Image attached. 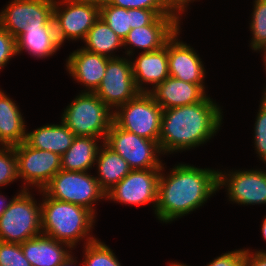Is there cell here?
<instances>
[{
	"label": "cell",
	"mask_w": 266,
	"mask_h": 266,
	"mask_svg": "<svg viewBox=\"0 0 266 266\" xmlns=\"http://www.w3.org/2000/svg\"><path fill=\"white\" fill-rule=\"evenodd\" d=\"M164 164L158 181L156 219L171 223L202 207L218 190V169L198 168L179 163L164 174Z\"/></svg>",
	"instance_id": "6da1fadb"
},
{
	"label": "cell",
	"mask_w": 266,
	"mask_h": 266,
	"mask_svg": "<svg viewBox=\"0 0 266 266\" xmlns=\"http://www.w3.org/2000/svg\"><path fill=\"white\" fill-rule=\"evenodd\" d=\"M222 113L209 96L198 103L163 109L158 139L163 155L206 144L220 129Z\"/></svg>",
	"instance_id": "7a4b0ae2"
},
{
	"label": "cell",
	"mask_w": 266,
	"mask_h": 266,
	"mask_svg": "<svg viewBox=\"0 0 266 266\" xmlns=\"http://www.w3.org/2000/svg\"><path fill=\"white\" fill-rule=\"evenodd\" d=\"M41 229L42 234L68 244L75 249L80 240L84 245L97 238L90 233L94 229L96 216L87 208L48 197L42 190Z\"/></svg>",
	"instance_id": "3957f363"
},
{
	"label": "cell",
	"mask_w": 266,
	"mask_h": 266,
	"mask_svg": "<svg viewBox=\"0 0 266 266\" xmlns=\"http://www.w3.org/2000/svg\"><path fill=\"white\" fill-rule=\"evenodd\" d=\"M61 121L75 136L101 138L104 142L113 123V111L94 92H81L64 109Z\"/></svg>",
	"instance_id": "277c9868"
},
{
	"label": "cell",
	"mask_w": 266,
	"mask_h": 266,
	"mask_svg": "<svg viewBox=\"0 0 266 266\" xmlns=\"http://www.w3.org/2000/svg\"><path fill=\"white\" fill-rule=\"evenodd\" d=\"M0 216V241L22 244L42 234L41 203L29 190H20Z\"/></svg>",
	"instance_id": "5b68a950"
},
{
	"label": "cell",
	"mask_w": 266,
	"mask_h": 266,
	"mask_svg": "<svg viewBox=\"0 0 266 266\" xmlns=\"http://www.w3.org/2000/svg\"><path fill=\"white\" fill-rule=\"evenodd\" d=\"M81 171L59 170L42 191L50 198L80 205L96 216L94 205L105 200L106 193L100 188L94 175Z\"/></svg>",
	"instance_id": "8992f818"
},
{
	"label": "cell",
	"mask_w": 266,
	"mask_h": 266,
	"mask_svg": "<svg viewBox=\"0 0 266 266\" xmlns=\"http://www.w3.org/2000/svg\"><path fill=\"white\" fill-rule=\"evenodd\" d=\"M162 113V107L149 92H139L113 111V122L128 132L158 142Z\"/></svg>",
	"instance_id": "52a82bcc"
},
{
	"label": "cell",
	"mask_w": 266,
	"mask_h": 266,
	"mask_svg": "<svg viewBox=\"0 0 266 266\" xmlns=\"http://www.w3.org/2000/svg\"><path fill=\"white\" fill-rule=\"evenodd\" d=\"M100 18V0H55L53 20L59 44L85 40Z\"/></svg>",
	"instance_id": "ba28073f"
},
{
	"label": "cell",
	"mask_w": 266,
	"mask_h": 266,
	"mask_svg": "<svg viewBox=\"0 0 266 266\" xmlns=\"http://www.w3.org/2000/svg\"><path fill=\"white\" fill-rule=\"evenodd\" d=\"M104 142L123 157L132 170L162 168L163 166L162 160L159 159L163 153L158 142L119 128L114 122Z\"/></svg>",
	"instance_id": "9c48e42d"
},
{
	"label": "cell",
	"mask_w": 266,
	"mask_h": 266,
	"mask_svg": "<svg viewBox=\"0 0 266 266\" xmlns=\"http://www.w3.org/2000/svg\"><path fill=\"white\" fill-rule=\"evenodd\" d=\"M14 148L18 178L24 182L22 190H29L34 186L42 190L61 170V156L57 153L30 147L25 142L15 145Z\"/></svg>",
	"instance_id": "30bf717a"
},
{
	"label": "cell",
	"mask_w": 266,
	"mask_h": 266,
	"mask_svg": "<svg viewBox=\"0 0 266 266\" xmlns=\"http://www.w3.org/2000/svg\"><path fill=\"white\" fill-rule=\"evenodd\" d=\"M130 58L128 56L110 58L104 77L94 91L112 111L139 93L134 83Z\"/></svg>",
	"instance_id": "8fae6325"
},
{
	"label": "cell",
	"mask_w": 266,
	"mask_h": 266,
	"mask_svg": "<svg viewBox=\"0 0 266 266\" xmlns=\"http://www.w3.org/2000/svg\"><path fill=\"white\" fill-rule=\"evenodd\" d=\"M161 168L131 170L120 182L106 192V199L120 204H157Z\"/></svg>",
	"instance_id": "7c38bea8"
},
{
	"label": "cell",
	"mask_w": 266,
	"mask_h": 266,
	"mask_svg": "<svg viewBox=\"0 0 266 266\" xmlns=\"http://www.w3.org/2000/svg\"><path fill=\"white\" fill-rule=\"evenodd\" d=\"M223 187L232 203L266 204V170H218V190Z\"/></svg>",
	"instance_id": "4fadbf2b"
},
{
	"label": "cell",
	"mask_w": 266,
	"mask_h": 266,
	"mask_svg": "<svg viewBox=\"0 0 266 266\" xmlns=\"http://www.w3.org/2000/svg\"><path fill=\"white\" fill-rule=\"evenodd\" d=\"M0 12V25L16 38L28 24H52L55 0H11Z\"/></svg>",
	"instance_id": "5bb4252c"
},
{
	"label": "cell",
	"mask_w": 266,
	"mask_h": 266,
	"mask_svg": "<svg viewBox=\"0 0 266 266\" xmlns=\"http://www.w3.org/2000/svg\"><path fill=\"white\" fill-rule=\"evenodd\" d=\"M180 21L176 15H159L150 25L131 29L123 41L125 55L133 57L137 48L142 49V52L161 49L181 28Z\"/></svg>",
	"instance_id": "9a60e30c"
},
{
	"label": "cell",
	"mask_w": 266,
	"mask_h": 266,
	"mask_svg": "<svg viewBox=\"0 0 266 266\" xmlns=\"http://www.w3.org/2000/svg\"><path fill=\"white\" fill-rule=\"evenodd\" d=\"M181 29L168 40L169 76L192 84H204L206 70L196 50L178 38Z\"/></svg>",
	"instance_id": "2e32d148"
},
{
	"label": "cell",
	"mask_w": 266,
	"mask_h": 266,
	"mask_svg": "<svg viewBox=\"0 0 266 266\" xmlns=\"http://www.w3.org/2000/svg\"><path fill=\"white\" fill-rule=\"evenodd\" d=\"M109 59L80 47L71 52L65 65L70 76L83 87L85 86V90L81 92H94L104 77Z\"/></svg>",
	"instance_id": "e0dca14e"
},
{
	"label": "cell",
	"mask_w": 266,
	"mask_h": 266,
	"mask_svg": "<svg viewBox=\"0 0 266 266\" xmlns=\"http://www.w3.org/2000/svg\"><path fill=\"white\" fill-rule=\"evenodd\" d=\"M131 63L137 90L144 93L150 92L169 77L168 41L157 51L140 52L134 60L131 58ZM149 84L152 85L149 87L151 89L148 88Z\"/></svg>",
	"instance_id": "ac0fdd59"
},
{
	"label": "cell",
	"mask_w": 266,
	"mask_h": 266,
	"mask_svg": "<svg viewBox=\"0 0 266 266\" xmlns=\"http://www.w3.org/2000/svg\"><path fill=\"white\" fill-rule=\"evenodd\" d=\"M205 89V84H192L169 76L149 93L162 109H170L202 101L208 95Z\"/></svg>",
	"instance_id": "d6986e66"
},
{
	"label": "cell",
	"mask_w": 266,
	"mask_h": 266,
	"mask_svg": "<svg viewBox=\"0 0 266 266\" xmlns=\"http://www.w3.org/2000/svg\"><path fill=\"white\" fill-rule=\"evenodd\" d=\"M15 39L17 55L25 50L32 57L47 58L61 48L54 22L52 24H28Z\"/></svg>",
	"instance_id": "ffe728a7"
},
{
	"label": "cell",
	"mask_w": 266,
	"mask_h": 266,
	"mask_svg": "<svg viewBox=\"0 0 266 266\" xmlns=\"http://www.w3.org/2000/svg\"><path fill=\"white\" fill-rule=\"evenodd\" d=\"M21 247L31 266H58L73 250L68 244L44 234L26 240Z\"/></svg>",
	"instance_id": "44dd1931"
},
{
	"label": "cell",
	"mask_w": 266,
	"mask_h": 266,
	"mask_svg": "<svg viewBox=\"0 0 266 266\" xmlns=\"http://www.w3.org/2000/svg\"><path fill=\"white\" fill-rule=\"evenodd\" d=\"M74 133L61 121L60 124H46L26 132L25 143L39 150H47L62 156L72 145Z\"/></svg>",
	"instance_id": "7402d4cb"
},
{
	"label": "cell",
	"mask_w": 266,
	"mask_h": 266,
	"mask_svg": "<svg viewBox=\"0 0 266 266\" xmlns=\"http://www.w3.org/2000/svg\"><path fill=\"white\" fill-rule=\"evenodd\" d=\"M19 107L0 89V145L15 146L25 141L26 123Z\"/></svg>",
	"instance_id": "603a6c76"
},
{
	"label": "cell",
	"mask_w": 266,
	"mask_h": 266,
	"mask_svg": "<svg viewBox=\"0 0 266 266\" xmlns=\"http://www.w3.org/2000/svg\"><path fill=\"white\" fill-rule=\"evenodd\" d=\"M95 165L100 188L106 193L114 185L120 182L132 169L128 162L117 152L111 149L105 142H101Z\"/></svg>",
	"instance_id": "cb8c5ba5"
},
{
	"label": "cell",
	"mask_w": 266,
	"mask_h": 266,
	"mask_svg": "<svg viewBox=\"0 0 266 266\" xmlns=\"http://www.w3.org/2000/svg\"><path fill=\"white\" fill-rule=\"evenodd\" d=\"M100 138L76 136L71 147L61 156V169L88 172L94 168Z\"/></svg>",
	"instance_id": "d4e9b609"
},
{
	"label": "cell",
	"mask_w": 266,
	"mask_h": 266,
	"mask_svg": "<svg viewBox=\"0 0 266 266\" xmlns=\"http://www.w3.org/2000/svg\"><path fill=\"white\" fill-rule=\"evenodd\" d=\"M82 42L85 43L82 48L92 53L108 58L121 57L114 53L123 47V40L101 18L95 22Z\"/></svg>",
	"instance_id": "484cf974"
},
{
	"label": "cell",
	"mask_w": 266,
	"mask_h": 266,
	"mask_svg": "<svg viewBox=\"0 0 266 266\" xmlns=\"http://www.w3.org/2000/svg\"><path fill=\"white\" fill-rule=\"evenodd\" d=\"M100 18L124 41L132 29L131 9H125L100 0Z\"/></svg>",
	"instance_id": "4316f807"
},
{
	"label": "cell",
	"mask_w": 266,
	"mask_h": 266,
	"mask_svg": "<svg viewBox=\"0 0 266 266\" xmlns=\"http://www.w3.org/2000/svg\"><path fill=\"white\" fill-rule=\"evenodd\" d=\"M83 249L84 259L80 266H121L113 250L98 239L87 243Z\"/></svg>",
	"instance_id": "83f0119b"
},
{
	"label": "cell",
	"mask_w": 266,
	"mask_h": 266,
	"mask_svg": "<svg viewBox=\"0 0 266 266\" xmlns=\"http://www.w3.org/2000/svg\"><path fill=\"white\" fill-rule=\"evenodd\" d=\"M251 13L250 31L252 38L250 48L259 53L266 48V0H254Z\"/></svg>",
	"instance_id": "f1b7e54d"
},
{
	"label": "cell",
	"mask_w": 266,
	"mask_h": 266,
	"mask_svg": "<svg viewBox=\"0 0 266 266\" xmlns=\"http://www.w3.org/2000/svg\"><path fill=\"white\" fill-rule=\"evenodd\" d=\"M17 158L14 146L0 145V187L18 180Z\"/></svg>",
	"instance_id": "f546056e"
},
{
	"label": "cell",
	"mask_w": 266,
	"mask_h": 266,
	"mask_svg": "<svg viewBox=\"0 0 266 266\" xmlns=\"http://www.w3.org/2000/svg\"><path fill=\"white\" fill-rule=\"evenodd\" d=\"M254 123V146L259 159L266 164V102L261 98Z\"/></svg>",
	"instance_id": "4dcf8cb0"
},
{
	"label": "cell",
	"mask_w": 266,
	"mask_h": 266,
	"mask_svg": "<svg viewBox=\"0 0 266 266\" xmlns=\"http://www.w3.org/2000/svg\"><path fill=\"white\" fill-rule=\"evenodd\" d=\"M0 266H31L21 244L0 241Z\"/></svg>",
	"instance_id": "1f68e13d"
},
{
	"label": "cell",
	"mask_w": 266,
	"mask_h": 266,
	"mask_svg": "<svg viewBox=\"0 0 266 266\" xmlns=\"http://www.w3.org/2000/svg\"><path fill=\"white\" fill-rule=\"evenodd\" d=\"M113 6L125 9H148L159 15H175L160 0H106Z\"/></svg>",
	"instance_id": "d6a6232c"
},
{
	"label": "cell",
	"mask_w": 266,
	"mask_h": 266,
	"mask_svg": "<svg viewBox=\"0 0 266 266\" xmlns=\"http://www.w3.org/2000/svg\"><path fill=\"white\" fill-rule=\"evenodd\" d=\"M17 56L16 39L0 25V70Z\"/></svg>",
	"instance_id": "836d02e7"
},
{
	"label": "cell",
	"mask_w": 266,
	"mask_h": 266,
	"mask_svg": "<svg viewBox=\"0 0 266 266\" xmlns=\"http://www.w3.org/2000/svg\"><path fill=\"white\" fill-rule=\"evenodd\" d=\"M206 266H245V248L221 254Z\"/></svg>",
	"instance_id": "e575fe53"
},
{
	"label": "cell",
	"mask_w": 266,
	"mask_h": 266,
	"mask_svg": "<svg viewBox=\"0 0 266 266\" xmlns=\"http://www.w3.org/2000/svg\"><path fill=\"white\" fill-rule=\"evenodd\" d=\"M158 15L153 10L131 9L132 29L150 25Z\"/></svg>",
	"instance_id": "d590c367"
},
{
	"label": "cell",
	"mask_w": 266,
	"mask_h": 266,
	"mask_svg": "<svg viewBox=\"0 0 266 266\" xmlns=\"http://www.w3.org/2000/svg\"><path fill=\"white\" fill-rule=\"evenodd\" d=\"M172 13H174L179 19H182L181 15L187 12L189 3L195 0H160Z\"/></svg>",
	"instance_id": "8d00e7d4"
},
{
	"label": "cell",
	"mask_w": 266,
	"mask_h": 266,
	"mask_svg": "<svg viewBox=\"0 0 266 266\" xmlns=\"http://www.w3.org/2000/svg\"><path fill=\"white\" fill-rule=\"evenodd\" d=\"M245 266H266V252L263 250L250 251L245 249Z\"/></svg>",
	"instance_id": "74e56055"
},
{
	"label": "cell",
	"mask_w": 266,
	"mask_h": 266,
	"mask_svg": "<svg viewBox=\"0 0 266 266\" xmlns=\"http://www.w3.org/2000/svg\"><path fill=\"white\" fill-rule=\"evenodd\" d=\"M17 195H14V197L7 201V198L0 193V216L3 214V212L7 209V207L11 204L12 200L16 197Z\"/></svg>",
	"instance_id": "f35d334b"
},
{
	"label": "cell",
	"mask_w": 266,
	"mask_h": 266,
	"mask_svg": "<svg viewBox=\"0 0 266 266\" xmlns=\"http://www.w3.org/2000/svg\"><path fill=\"white\" fill-rule=\"evenodd\" d=\"M72 252L66 257V259L60 263L58 266H76L77 260H75L77 257L74 258Z\"/></svg>",
	"instance_id": "ab89813d"
},
{
	"label": "cell",
	"mask_w": 266,
	"mask_h": 266,
	"mask_svg": "<svg viewBox=\"0 0 266 266\" xmlns=\"http://www.w3.org/2000/svg\"><path fill=\"white\" fill-rule=\"evenodd\" d=\"M261 233L263 235V238L266 240V216H264V219L261 224Z\"/></svg>",
	"instance_id": "60d3db41"
},
{
	"label": "cell",
	"mask_w": 266,
	"mask_h": 266,
	"mask_svg": "<svg viewBox=\"0 0 266 266\" xmlns=\"http://www.w3.org/2000/svg\"><path fill=\"white\" fill-rule=\"evenodd\" d=\"M264 55H263V62H264V67H265V72H266V48H264L262 51H261ZM265 90H263V92H266V87L264 88Z\"/></svg>",
	"instance_id": "b9f144b4"
},
{
	"label": "cell",
	"mask_w": 266,
	"mask_h": 266,
	"mask_svg": "<svg viewBox=\"0 0 266 266\" xmlns=\"http://www.w3.org/2000/svg\"><path fill=\"white\" fill-rule=\"evenodd\" d=\"M169 266H188V265L180 262H171Z\"/></svg>",
	"instance_id": "7bdbcfd3"
},
{
	"label": "cell",
	"mask_w": 266,
	"mask_h": 266,
	"mask_svg": "<svg viewBox=\"0 0 266 266\" xmlns=\"http://www.w3.org/2000/svg\"><path fill=\"white\" fill-rule=\"evenodd\" d=\"M262 99L266 102V92H263Z\"/></svg>",
	"instance_id": "ee69618b"
}]
</instances>
